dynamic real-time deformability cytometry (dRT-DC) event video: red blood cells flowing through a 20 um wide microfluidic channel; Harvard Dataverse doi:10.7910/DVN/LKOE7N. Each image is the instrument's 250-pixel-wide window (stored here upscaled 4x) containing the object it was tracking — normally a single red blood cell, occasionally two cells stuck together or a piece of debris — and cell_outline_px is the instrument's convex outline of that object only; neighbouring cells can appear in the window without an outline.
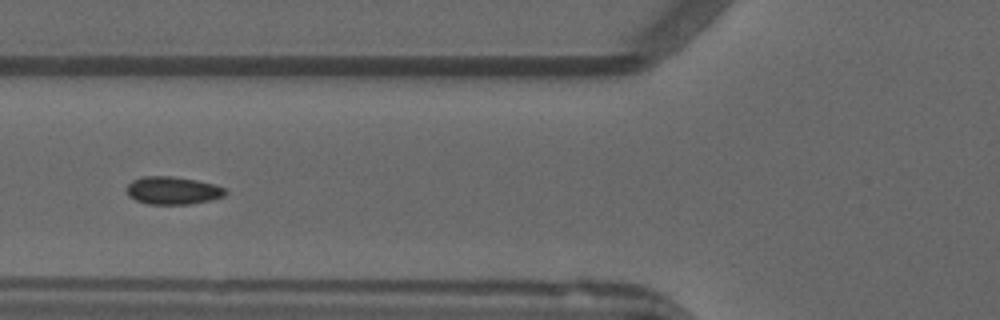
{"species": "common noctule bat (a hibernating species)", "species_latin": "Nyctalus noctula", "temperature_condition": "warm", "stored_images_in_passage": 53, "camera_frame_rate_fps": 3000, "um_per_image_px": 0.085, "animal": {"sex": "male", "forearm_length_mm": 52.5}, "frame": {"image": 1, "passage_image": 21, "time_ms": 6.667, "image_size_px": [1000, 320], "cell_outline_px": [[228, 192], [224, 196], [212, 200], [188, 204], [148, 204], [136, 200], [128, 196], [128, 184], [132, 180], [144, 176], [172, 176], [196, 180], [216, 184], [224, 188]], "centroid_in_image_um": [14.71, 16.19], "position_along_channel_um": 111.1, "area_um2": 16.01}}
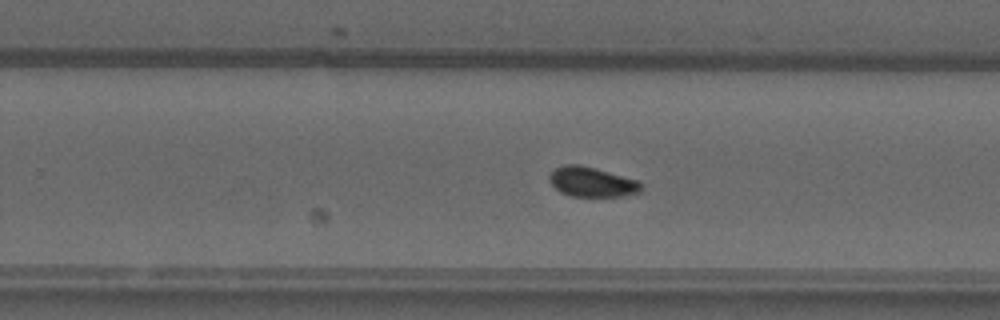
{"frame": {"image": 2, "passage_image": 34, "time_ms": 11.0, "image_size_px": [1000, 320], "cell_outline_px": [[644, 184], [640, 192], [624, 196], [572, 196], [560, 192], [552, 184], [548, 176], [556, 168], [564, 164], [580, 164], [596, 168], [636, 180]], "centroid_in_image_um": [50.32, 15.46], "position_along_channel_um": 279.5, "area_um2": 15.9}}
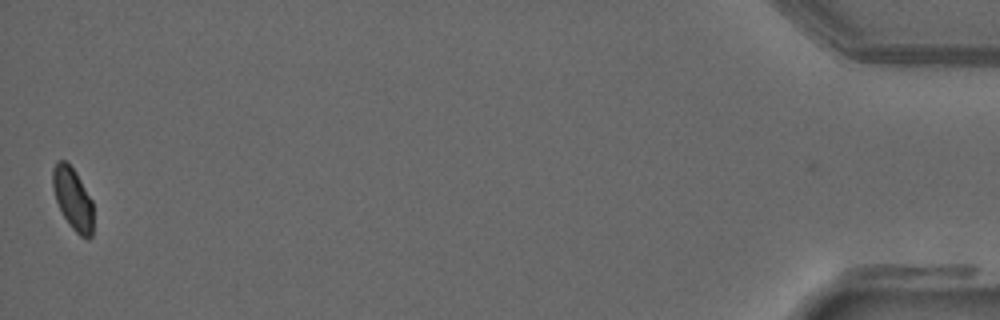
{"frame": {"image": 3, "passage_image": 53, "time_ms": 17.333, "image_size_px": [1000, 320], "cell_outline_px": [[92, 236], [88, 240], [80, 236], [72, 228], [64, 216], [56, 200], [52, 188], [52, 168], [56, 160], [64, 160], [76, 172], [92, 200]], "centroid_in_image_um": [6.17, 16.88], "position_along_channel_um": 429.0, "area_um2": 14.62}, "authors_computed_cell_mechanics": {"area_um2": 15.5482, "velocity_mm_per_s": 3.8914, "shape_relaxation_time_tau1_ms": null, "shape_relaxation_time_tau2_ms": 0.693, "deformation_change_tau1": null, "deformation_change_tau2": 0.0412}}